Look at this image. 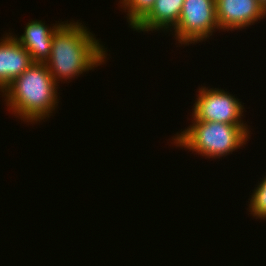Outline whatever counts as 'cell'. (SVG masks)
Segmentation results:
<instances>
[{
	"instance_id": "cell-12",
	"label": "cell",
	"mask_w": 266,
	"mask_h": 266,
	"mask_svg": "<svg viewBox=\"0 0 266 266\" xmlns=\"http://www.w3.org/2000/svg\"><path fill=\"white\" fill-rule=\"evenodd\" d=\"M258 1L266 10V0H258Z\"/></svg>"
},
{
	"instance_id": "cell-8",
	"label": "cell",
	"mask_w": 266,
	"mask_h": 266,
	"mask_svg": "<svg viewBox=\"0 0 266 266\" xmlns=\"http://www.w3.org/2000/svg\"><path fill=\"white\" fill-rule=\"evenodd\" d=\"M62 23L56 21V24L49 27L42 20H31L26 24L22 35L13 36L29 52L33 62L45 63L50 57L54 32Z\"/></svg>"
},
{
	"instance_id": "cell-10",
	"label": "cell",
	"mask_w": 266,
	"mask_h": 266,
	"mask_svg": "<svg viewBox=\"0 0 266 266\" xmlns=\"http://www.w3.org/2000/svg\"><path fill=\"white\" fill-rule=\"evenodd\" d=\"M155 1L156 0H119V8L126 12L129 28L133 29L150 12Z\"/></svg>"
},
{
	"instance_id": "cell-2",
	"label": "cell",
	"mask_w": 266,
	"mask_h": 266,
	"mask_svg": "<svg viewBox=\"0 0 266 266\" xmlns=\"http://www.w3.org/2000/svg\"><path fill=\"white\" fill-rule=\"evenodd\" d=\"M58 88L45 63L34 62L0 95L8 111L28 124L46 121L57 109ZM30 122V123H29Z\"/></svg>"
},
{
	"instance_id": "cell-11",
	"label": "cell",
	"mask_w": 266,
	"mask_h": 266,
	"mask_svg": "<svg viewBox=\"0 0 266 266\" xmlns=\"http://www.w3.org/2000/svg\"><path fill=\"white\" fill-rule=\"evenodd\" d=\"M260 182L256 185L257 187L252 190L251 198L248 201L249 214L256 219H266V175L260 178Z\"/></svg>"
},
{
	"instance_id": "cell-6",
	"label": "cell",
	"mask_w": 266,
	"mask_h": 266,
	"mask_svg": "<svg viewBox=\"0 0 266 266\" xmlns=\"http://www.w3.org/2000/svg\"><path fill=\"white\" fill-rule=\"evenodd\" d=\"M219 32L245 29L266 17L258 0H215Z\"/></svg>"
},
{
	"instance_id": "cell-3",
	"label": "cell",
	"mask_w": 266,
	"mask_h": 266,
	"mask_svg": "<svg viewBox=\"0 0 266 266\" xmlns=\"http://www.w3.org/2000/svg\"><path fill=\"white\" fill-rule=\"evenodd\" d=\"M249 128L247 124L191 121L190 126L172 137L171 144L216 160L245 146L251 136Z\"/></svg>"
},
{
	"instance_id": "cell-5",
	"label": "cell",
	"mask_w": 266,
	"mask_h": 266,
	"mask_svg": "<svg viewBox=\"0 0 266 266\" xmlns=\"http://www.w3.org/2000/svg\"><path fill=\"white\" fill-rule=\"evenodd\" d=\"M193 104L192 121L219 122L227 124H246L244 105L240 99L228 91L209 86H200Z\"/></svg>"
},
{
	"instance_id": "cell-4",
	"label": "cell",
	"mask_w": 266,
	"mask_h": 266,
	"mask_svg": "<svg viewBox=\"0 0 266 266\" xmlns=\"http://www.w3.org/2000/svg\"><path fill=\"white\" fill-rule=\"evenodd\" d=\"M219 30L215 0H184L172 35L177 43L190 45L206 41ZM174 31V32H173Z\"/></svg>"
},
{
	"instance_id": "cell-7",
	"label": "cell",
	"mask_w": 266,
	"mask_h": 266,
	"mask_svg": "<svg viewBox=\"0 0 266 266\" xmlns=\"http://www.w3.org/2000/svg\"><path fill=\"white\" fill-rule=\"evenodd\" d=\"M13 33H6L0 38V92L34 62L29 52L14 38Z\"/></svg>"
},
{
	"instance_id": "cell-1",
	"label": "cell",
	"mask_w": 266,
	"mask_h": 266,
	"mask_svg": "<svg viewBox=\"0 0 266 266\" xmlns=\"http://www.w3.org/2000/svg\"><path fill=\"white\" fill-rule=\"evenodd\" d=\"M71 21H63L54 32L50 57L45 62L58 86L60 81L71 82L109 59L100 39L83 23Z\"/></svg>"
},
{
	"instance_id": "cell-9",
	"label": "cell",
	"mask_w": 266,
	"mask_h": 266,
	"mask_svg": "<svg viewBox=\"0 0 266 266\" xmlns=\"http://www.w3.org/2000/svg\"><path fill=\"white\" fill-rule=\"evenodd\" d=\"M183 3L184 0H156L150 12L133 28V31L171 32L179 21Z\"/></svg>"
}]
</instances>
